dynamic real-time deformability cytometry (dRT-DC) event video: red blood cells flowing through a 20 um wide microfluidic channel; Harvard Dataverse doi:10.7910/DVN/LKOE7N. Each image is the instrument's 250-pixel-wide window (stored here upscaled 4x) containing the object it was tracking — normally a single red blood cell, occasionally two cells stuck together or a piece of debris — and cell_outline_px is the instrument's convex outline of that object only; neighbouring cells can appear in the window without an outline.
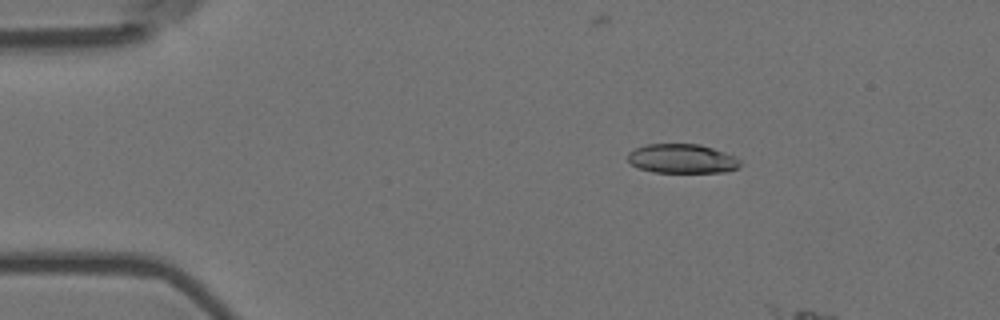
{"species": "Egyptian fruit bat (a non-hibernating species)", "species_latin": "Rousettus aegyptiacus", "temperature_condition": "room temperature", "stored_images_in_passage": 2, "camera_frame_rate_fps": 3000, "um_per_image_px": 0.085, "animal": {"sex": "female"}, "frame": {"image": 1, "passage_image": 1, "time_ms": 0.0, "image_size_px": [1000, 320], "cell_outline_px": [[740, 164], [736, 168], [728, 172], [652, 172], [636, 168], [628, 160], [628, 152], [636, 148], [648, 144], [700, 144], [736, 156], [740, 160]], "centroid_in_image_um": [57.97, 13.49], "position_along_channel_um": 27.0, "area_um2": 19.19}}